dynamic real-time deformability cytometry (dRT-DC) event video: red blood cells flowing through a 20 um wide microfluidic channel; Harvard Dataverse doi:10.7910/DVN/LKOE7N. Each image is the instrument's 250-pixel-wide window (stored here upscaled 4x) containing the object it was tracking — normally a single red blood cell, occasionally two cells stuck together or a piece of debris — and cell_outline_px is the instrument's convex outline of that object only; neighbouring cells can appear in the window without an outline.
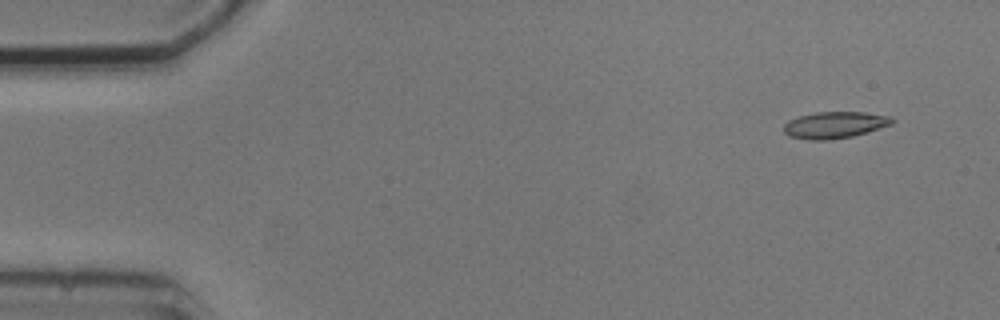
{"species": "common noctule bat (a hibernating species)", "species_latin": "Nyctalus noctula", "temperature_condition": "cold", "stored_images_in_passage": 5, "segment_of_instrument_passage": [1, 2], "camera_frame_rate_fps": 3000, "um_per_image_px": 0.085, "animal": {"sex": "male", "body_mass_g": 20.5, "forearm_length_mm": 52.5}, "frame": {"image": 1, "passage_image": 1, "time_ms": 0.0, "image_size_px": [1000, 320], "cell_outline_px": [[896, 120], [892, 124], [852, 136], [828, 140], [808, 140], [788, 136], [784, 132], [784, 124], [788, 120], [800, 116], [816, 112], [864, 112], [892, 116]], "centroid_in_image_um": [70.95, 10.62], "position_along_channel_um": 14.1, "area_um2": 16.82}}
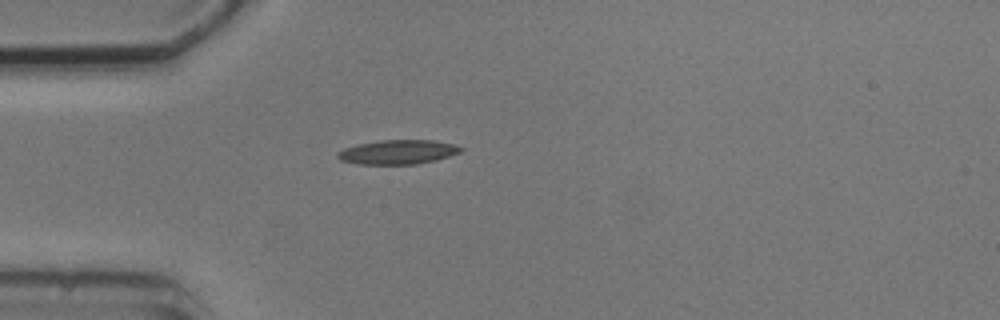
{"frame": {"image": 2, "passage_image": 4, "time_ms": 3.667, "image_size_px": [1000, 320], "cell_outline_px": [[464, 148], [460, 152], [436, 160], [416, 164], [360, 164], [340, 160], [336, 156], [336, 152], [344, 148], [356, 144], [380, 140], [432, 140], [452, 144]], "centroid_in_image_um": [33.77, 12.92], "position_along_channel_um": 51.2, "area_um2": 17.4}}